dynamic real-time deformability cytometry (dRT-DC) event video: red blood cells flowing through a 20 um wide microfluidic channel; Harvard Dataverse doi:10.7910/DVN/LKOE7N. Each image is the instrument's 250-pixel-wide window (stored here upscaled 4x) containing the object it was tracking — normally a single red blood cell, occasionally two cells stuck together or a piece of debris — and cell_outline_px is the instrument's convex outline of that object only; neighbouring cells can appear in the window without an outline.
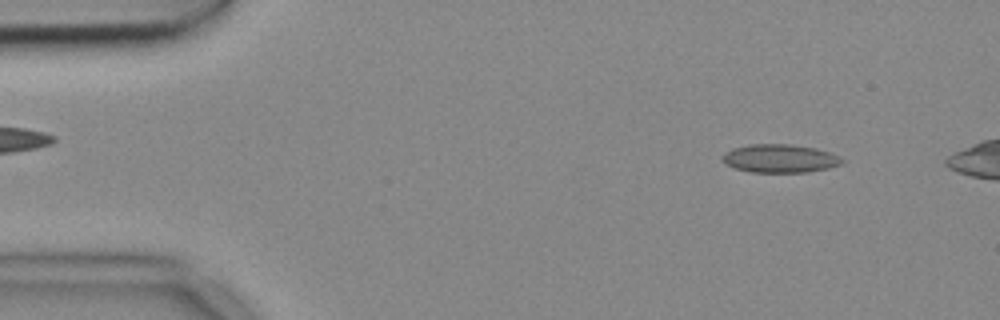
{"species": "common noctule bat (a hibernating species)", "species_latin": "Nyctalus noctula", "temperature_condition": "cold", "stored_images_in_passage": 49, "camera_frame_rate_fps": 3000, "um_per_image_px": 0.085, "animal": {"sex": "female", "body_mass_g": 18.4}, "frame": {"image": 1, "passage_image": 5, "time_ms": 1.333, "image_size_px": [1000, 320], "cell_outline_px": [[844, 160], [840, 164], [828, 168], [804, 172], [752, 172], [736, 168], [728, 164], [720, 156], [724, 152], [732, 148], [752, 144], [788, 144], [812, 148], [828, 152]], "centroid_in_image_um": [66.24, 13.47], "position_along_channel_um": 18.8, "area_um2": 19.31}}
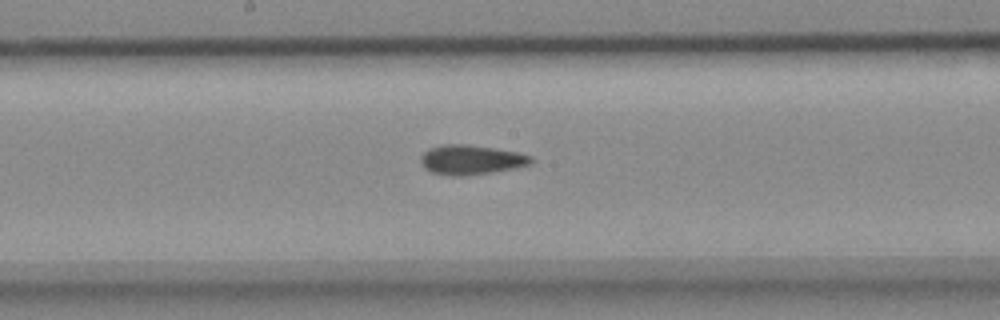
{"frame": {"image": 2, "passage_image": 27, "time_ms": 8.667, "image_size_px": [1000, 320], "cell_outline_px": [[532, 164], [492, 172], [464, 176], [452, 176], [432, 172], [424, 168], [420, 164], [420, 156], [428, 148], [444, 144], [468, 144], [496, 148], [520, 152], [532, 156]], "centroid_in_image_um": [40.02, 13.57], "position_along_channel_um": 208.2, "area_um2": 19.25}}
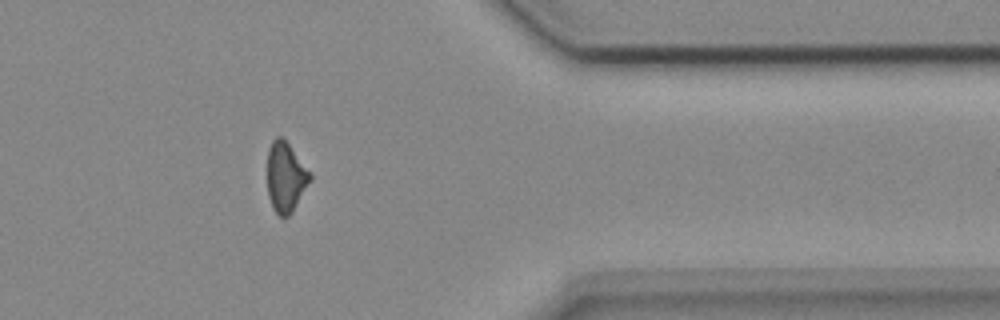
{"frame": {"image": 3, "passage_image": 43, "time_ms": 14.0, "image_size_px": [1000, 320], "cell_outline_px": [[312, 176], [292, 212], [288, 216], [280, 216], [272, 208], [268, 196], [268, 148], [272, 140], [276, 136], [280, 136], [288, 144]], "centroid_in_image_um": [24.24, 15.06], "position_along_channel_um": 387.2, "area_um2": 16.88}, "authors_computed_cell_mechanics": {"area_um2": 18.4382, "velocity_mm_per_s": 3.7074, "shape_relaxation_time_tau1_ms": 9.0748, "shape_relaxation_time_tau2_ms": 3.873, "deformation_change_tau1": 0.1664, "deformation_change_tau2": 0.1238}}